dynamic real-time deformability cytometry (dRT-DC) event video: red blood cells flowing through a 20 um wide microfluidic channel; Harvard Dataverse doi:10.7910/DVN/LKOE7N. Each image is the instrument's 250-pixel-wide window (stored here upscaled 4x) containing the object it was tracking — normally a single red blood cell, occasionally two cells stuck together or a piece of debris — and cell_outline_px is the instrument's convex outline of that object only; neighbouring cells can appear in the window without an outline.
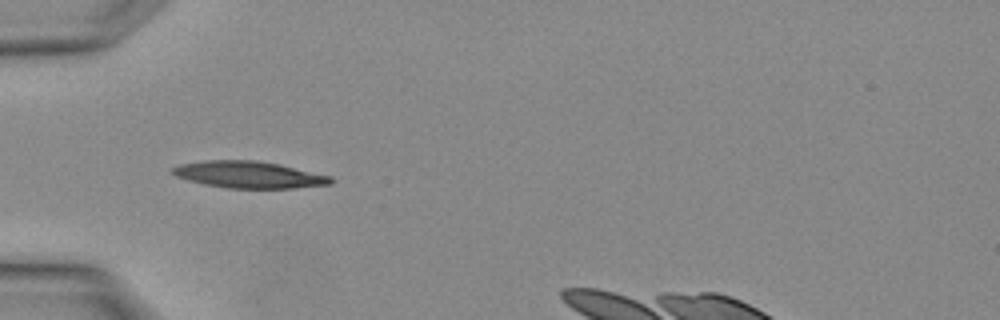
{"species": "Egyptian fruit bat (a non-hibernating species)", "species_latin": "Rousettus aegyptiacus", "temperature_condition": "warm", "stored_images_in_passage": 2, "camera_frame_rate_fps": 3000, "um_per_image_px": 0.085, "animal": {"sex": "female"}, "frame": {"image": 1, "passage_image": 2, "time_ms": 0.333, "image_size_px": [1000, 320], "cell_outline_px": [[336, 180], [332, 184], [292, 188], [228, 188], [204, 184], [188, 180], [176, 176], [168, 172], [172, 168], [180, 164], [204, 160], [256, 160], [280, 164], [332, 176]], "centroid_in_image_um": [21.17, 14.84], "position_along_channel_um": 63.8, "area_um2": 24.91}}